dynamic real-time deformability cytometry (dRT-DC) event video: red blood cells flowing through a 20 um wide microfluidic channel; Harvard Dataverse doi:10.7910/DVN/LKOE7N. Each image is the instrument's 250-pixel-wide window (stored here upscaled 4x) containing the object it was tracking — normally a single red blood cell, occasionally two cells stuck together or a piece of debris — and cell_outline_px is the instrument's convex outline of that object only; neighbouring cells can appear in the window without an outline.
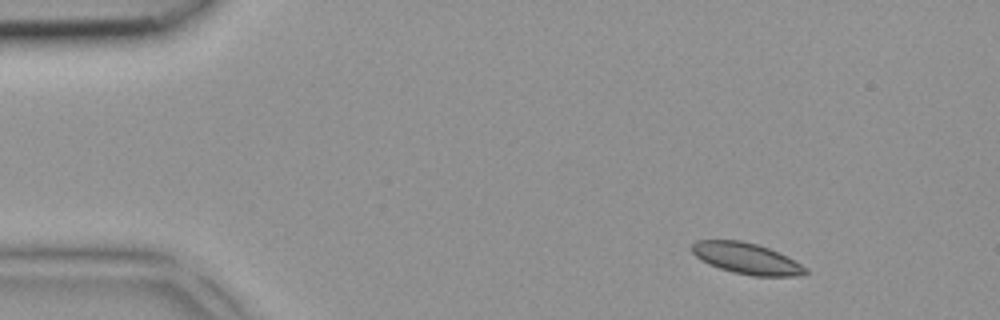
{"species": "common noctule bat (a hibernating species)", "species_latin": "Nyctalus noctula", "temperature_condition": "room temperature", "stored_images_in_passage": 4, "segment_of_instrument_passage": [1, 2], "camera_frame_rate_fps": 3000, "um_per_image_px": 0.085, "animal": {"sex": "female", "body_mass_g": 18.4}, "frame": {"image": 1, "passage_image": 1, "time_ms": 0.0, "image_size_px": [1000, 320], "cell_outline_px": [[808, 272], [796, 276], [752, 276], [732, 272], [708, 264], [700, 260], [692, 252], [692, 244], [696, 240], [740, 240], [756, 244], [780, 252], [788, 256], [808, 268]], "centroid_in_image_um": [63.47, 21.97], "position_along_channel_um": 21.5, "area_um2": 20.69}}
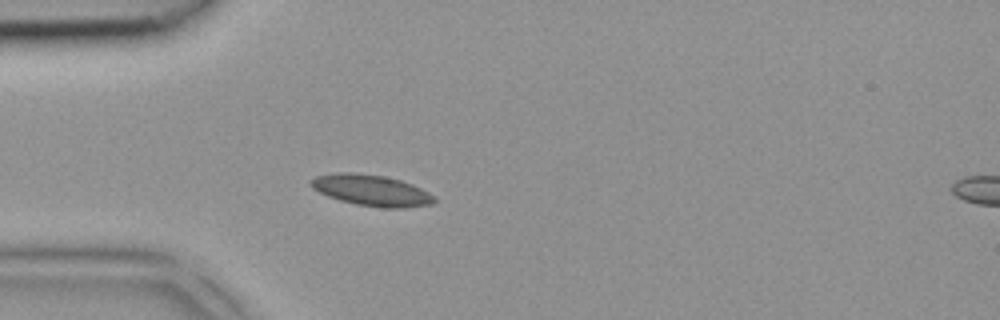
{"frame": {"image": 2, "passage_image": 3, "time_ms": 0.667, "image_size_px": [1000, 320], "cell_outline_px": [[436, 200], [432, 204], [404, 208], [384, 208], [356, 204], [340, 200], [328, 196], [312, 188], [308, 184], [308, 180], [316, 176], [336, 172], [352, 172], [384, 176], [400, 180], [412, 184], [436, 196]], "centroid_in_image_um": [31.55, 16.17], "position_along_channel_um": 53.4, "area_um2": 22.48}}